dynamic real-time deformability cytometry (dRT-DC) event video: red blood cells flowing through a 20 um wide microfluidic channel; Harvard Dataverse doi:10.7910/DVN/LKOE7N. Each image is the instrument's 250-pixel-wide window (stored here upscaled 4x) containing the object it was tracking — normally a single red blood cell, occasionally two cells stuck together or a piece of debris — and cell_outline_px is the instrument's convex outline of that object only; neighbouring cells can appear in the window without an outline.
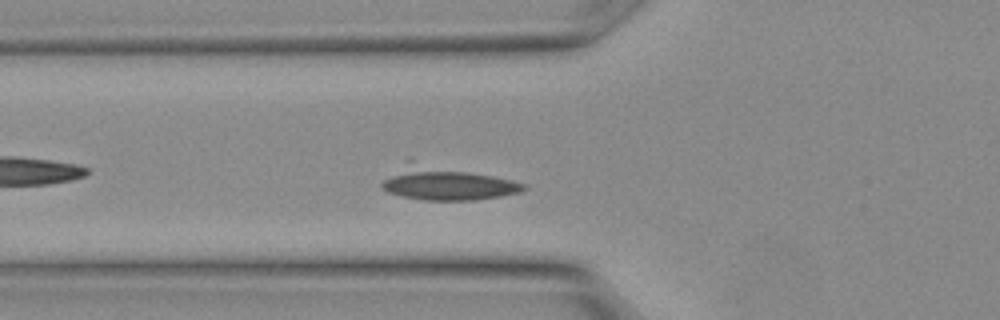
{"species": "Egyptian fruit bat (a non-hibernating species)", "species_latin": "Rousettus aegyptiacus", "temperature_condition": "warm", "stored_images_in_passage": 12, "camera_frame_rate_fps": 3000, "um_per_image_px": 0.085, "animal": {"sex": "female"}, "frame": {"image": 1, "passage_image": 6, "time_ms": 1.667, "image_size_px": [1000, 320], "cell_outline_px": [[528, 188], [520, 192], [500, 196], [476, 200], [424, 200], [400, 196], [388, 192], [380, 188], [380, 184], [408, 156], [512, 180], [528, 184]], "centroid_in_image_um": [37.88, 15.51], "position_along_channel_um": 87.9, "area_um2": 28.96}}
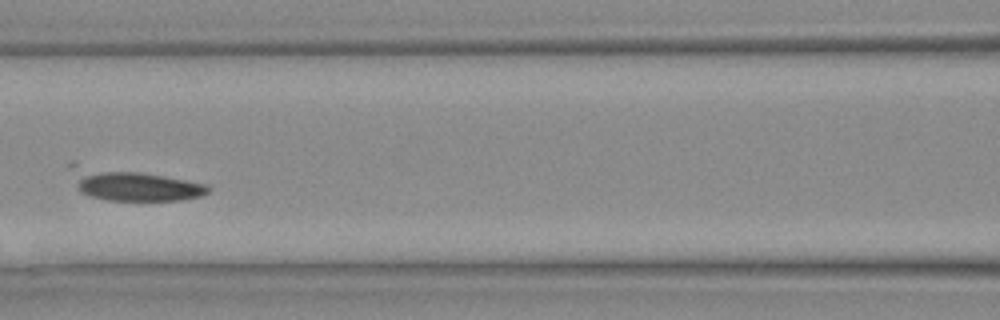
{"frame": {"image": 2, "passage_image": 9, "time_ms": 2.667, "image_size_px": [1000, 320], "cell_outline_px": [[212, 188], [208, 192], [200, 196], [180, 200], [108, 200], [88, 196], [80, 188], [68, 164], [72, 160], [164, 176], [204, 184]], "centroid_in_image_um": [11.21, 15.65], "position_along_channel_um": 155.4, "area_um2": 25.2}}